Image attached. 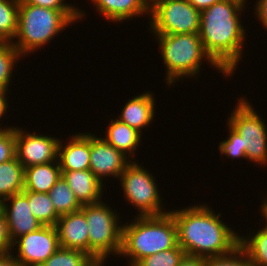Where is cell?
Segmentation results:
<instances>
[{
  "label": "cell",
  "mask_w": 267,
  "mask_h": 266,
  "mask_svg": "<svg viewBox=\"0 0 267 266\" xmlns=\"http://www.w3.org/2000/svg\"><path fill=\"white\" fill-rule=\"evenodd\" d=\"M244 3L221 0L201 11L199 36L204 49L228 75L234 73L243 53L245 30L238 15Z\"/></svg>",
  "instance_id": "1"
},
{
  "label": "cell",
  "mask_w": 267,
  "mask_h": 266,
  "mask_svg": "<svg viewBox=\"0 0 267 266\" xmlns=\"http://www.w3.org/2000/svg\"><path fill=\"white\" fill-rule=\"evenodd\" d=\"M177 226L178 245L186 255L212 257L231 252L240 241L206 205L170 212Z\"/></svg>",
  "instance_id": "2"
},
{
  "label": "cell",
  "mask_w": 267,
  "mask_h": 266,
  "mask_svg": "<svg viewBox=\"0 0 267 266\" xmlns=\"http://www.w3.org/2000/svg\"><path fill=\"white\" fill-rule=\"evenodd\" d=\"M177 245V226L170 211L158 216H138L132 224L122 226L120 254L132 257L131 266Z\"/></svg>",
  "instance_id": "3"
},
{
  "label": "cell",
  "mask_w": 267,
  "mask_h": 266,
  "mask_svg": "<svg viewBox=\"0 0 267 266\" xmlns=\"http://www.w3.org/2000/svg\"><path fill=\"white\" fill-rule=\"evenodd\" d=\"M80 11H60L19 1L17 32L13 46L23 54L39 49L66 26L81 18ZM39 47V48H38Z\"/></svg>",
  "instance_id": "4"
},
{
  "label": "cell",
  "mask_w": 267,
  "mask_h": 266,
  "mask_svg": "<svg viewBox=\"0 0 267 266\" xmlns=\"http://www.w3.org/2000/svg\"><path fill=\"white\" fill-rule=\"evenodd\" d=\"M156 37L167 68L168 85L173 84L177 78L198 75L204 57L210 65L229 76L205 51L199 33L156 34Z\"/></svg>",
  "instance_id": "5"
},
{
  "label": "cell",
  "mask_w": 267,
  "mask_h": 266,
  "mask_svg": "<svg viewBox=\"0 0 267 266\" xmlns=\"http://www.w3.org/2000/svg\"><path fill=\"white\" fill-rule=\"evenodd\" d=\"M81 210L89 229V256L105 260L111 252L120 255L122 226L117 224L118 215L102 201L82 205Z\"/></svg>",
  "instance_id": "6"
},
{
  "label": "cell",
  "mask_w": 267,
  "mask_h": 266,
  "mask_svg": "<svg viewBox=\"0 0 267 266\" xmlns=\"http://www.w3.org/2000/svg\"><path fill=\"white\" fill-rule=\"evenodd\" d=\"M150 1V26L155 34L199 33L201 11L187 0Z\"/></svg>",
  "instance_id": "7"
},
{
  "label": "cell",
  "mask_w": 267,
  "mask_h": 266,
  "mask_svg": "<svg viewBox=\"0 0 267 266\" xmlns=\"http://www.w3.org/2000/svg\"><path fill=\"white\" fill-rule=\"evenodd\" d=\"M228 123L241 135L246 158L255 163H267V131L264 121L244 98H240Z\"/></svg>",
  "instance_id": "8"
},
{
  "label": "cell",
  "mask_w": 267,
  "mask_h": 266,
  "mask_svg": "<svg viewBox=\"0 0 267 266\" xmlns=\"http://www.w3.org/2000/svg\"><path fill=\"white\" fill-rule=\"evenodd\" d=\"M127 165L120 175V185L126 200L139 209L137 216H158L168 213L162 211L160 194L154 177L136 162Z\"/></svg>",
  "instance_id": "9"
},
{
  "label": "cell",
  "mask_w": 267,
  "mask_h": 266,
  "mask_svg": "<svg viewBox=\"0 0 267 266\" xmlns=\"http://www.w3.org/2000/svg\"><path fill=\"white\" fill-rule=\"evenodd\" d=\"M16 244V259L21 266H40L60 247L55 226H41L38 230L17 238L13 247Z\"/></svg>",
  "instance_id": "10"
},
{
  "label": "cell",
  "mask_w": 267,
  "mask_h": 266,
  "mask_svg": "<svg viewBox=\"0 0 267 266\" xmlns=\"http://www.w3.org/2000/svg\"><path fill=\"white\" fill-rule=\"evenodd\" d=\"M58 139L30 134L16 129V158L27 168L32 165L54 162L58 156Z\"/></svg>",
  "instance_id": "11"
},
{
  "label": "cell",
  "mask_w": 267,
  "mask_h": 266,
  "mask_svg": "<svg viewBox=\"0 0 267 266\" xmlns=\"http://www.w3.org/2000/svg\"><path fill=\"white\" fill-rule=\"evenodd\" d=\"M127 156L118 151L102 138L90 134V168L102 182V176L120 177L129 161Z\"/></svg>",
  "instance_id": "12"
},
{
  "label": "cell",
  "mask_w": 267,
  "mask_h": 266,
  "mask_svg": "<svg viewBox=\"0 0 267 266\" xmlns=\"http://www.w3.org/2000/svg\"><path fill=\"white\" fill-rule=\"evenodd\" d=\"M7 200H11L10 206L5 204ZM1 210L6 217L8 232L12 243L17 240L18 237L36 231L42 226L32 214L30 204L28 203V197L23 192L3 200L1 202Z\"/></svg>",
  "instance_id": "13"
},
{
  "label": "cell",
  "mask_w": 267,
  "mask_h": 266,
  "mask_svg": "<svg viewBox=\"0 0 267 266\" xmlns=\"http://www.w3.org/2000/svg\"><path fill=\"white\" fill-rule=\"evenodd\" d=\"M55 227L60 247L80 250L89 255V229L85 214L81 209L61 215Z\"/></svg>",
  "instance_id": "14"
},
{
  "label": "cell",
  "mask_w": 267,
  "mask_h": 266,
  "mask_svg": "<svg viewBox=\"0 0 267 266\" xmlns=\"http://www.w3.org/2000/svg\"><path fill=\"white\" fill-rule=\"evenodd\" d=\"M69 144L62 147L58 144L59 166L61 171H80L90 168V133L71 137Z\"/></svg>",
  "instance_id": "15"
},
{
  "label": "cell",
  "mask_w": 267,
  "mask_h": 266,
  "mask_svg": "<svg viewBox=\"0 0 267 266\" xmlns=\"http://www.w3.org/2000/svg\"><path fill=\"white\" fill-rule=\"evenodd\" d=\"M62 177L81 205L100 201L103 184L91 170L62 171Z\"/></svg>",
  "instance_id": "16"
},
{
  "label": "cell",
  "mask_w": 267,
  "mask_h": 266,
  "mask_svg": "<svg viewBox=\"0 0 267 266\" xmlns=\"http://www.w3.org/2000/svg\"><path fill=\"white\" fill-rule=\"evenodd\" d=\"M154 103L153 95L149 92L140 94L126 103L118 120L140 132L153 120Z\"/></svg>",
  "instance_id": "17"
},
{
  "label": "cell",
  "mask_w": 267,
  "mask_h": 266,
  "mask_svg": "<svg viewBox=\"0 0 267 266\" xmlns=\"http://www.w3.org/2000/svg\"><path fill=\"white\" fill-rule=\"evenodd\" d=\"M101 15L111 21H123L136 15L150 13L149 0H91Z\"/></svg>",
  "instance_id": "18"
},
{
  "label": "cell",
  "mask_w": 267,
  "mask_h": 266,
  "mask_svg": "<svg viewBox=\"0 0 267 266\" xmlns=\"http://www.w3.org/2000/svg\"><path fill=\"white\" fill-rule=\"evenodd\" d=\"M55 163L56 162H48L25 168L24 190L49 193L50 189L62 176L58 159L57 164Z\"/></svg>",
  "instance_id": "19"
},
{
  "label": "cell",
  "mask_w": 267,
  "mask_h": 266,
  "mask_svg": "<svg viewBox=\"0 0 267 266\" xmlns=\"http://www.w3.org/2000/svg\"><path fill=\"white\" fill-rule=\"evenodd\" d=\"M103 139L124 155H132L139 145L141 132L115 119V121L112 120L110 122L107 128L106 138Z\"/></svg>",
  "instance_id": "20"
},
{
  "label": "cell",
  "mask_w": 267,
  "mask_h": 266,
  "mask_svg": "<svg viewBox=\"0 0 267 266\" xmlns=\"http://www.w3.org/2000/svg\"><path fill=\"white\" fill-rule=\"evenodd\" d=\"M24 166L13 158L0 164V203L24 190Z\"/></svg>",
  "instance_id": "21"
},
{
  "label": "cell",
  "mask_w": 267,
  "mask_h": 266,
  "mask_svg": "<svg viewBox=\"0 0 267 266\" xmlns=\"http://www.w3.org/2000/svg\"><path fill=\"white\" fill-rule=\"evenodd\" d=\"M23 193L28 197L32 214L42 226H55L60 216L54 209L48 193L27 190H23Z\"/></svg>",
  "instance_id": "22"
},
{
  "label": "cell",
  "mask_w": 267,
  "mask_h": 266,
  "mask_svg": "<svg viewBox=\"0 0 267 266\" xmlns=\"http://www.w3.org/2000/svg\"><path fill=\"white\" fill-rule=\"evenodd\" d=\"M48 195L59 216L70 214L82 208V205L62 176L50 189Z\"/></svg>",
  "instance_id": "23"
},
{
  "label": "cell",
  "mask_w": 267,
  "mask_h": 266,
  "mask_svg": "<svg viewBox=\"0 0 267 266\" xmlns=\"http://www.w3.org/2000/svg\"><path fill=\"white\" fill-rule=\"evenodd\" d=\"M20 0H0V41L11 42L17 32Z\"/></svg>",
  "instance_id": "24"
},
{
  "label": "cell",
  "mask_w": 267,
  "mask_h": 266,
  "mask_svg": "<svg viewBox=\"0 0 267 266\" xmlns=\"http://www.w3.org/2000/svg\"><path fill=\"white\" fill-rule=\"evenodd\" d=\"M248 237L244 239L240 236L239 244L247 251L251 266H267V229Z\"/></svg>",
  "instance_id": "25"
},
{
  "label": "cell",
  "mask_w": 267,
  "mask_h": 266,
  "mask_svg": "<svg viewBox=\"0 0 267 266\" xmlns=\"http://www.w3.org/2000/svg\"><path fill=\"white\" fill-rule=\"evenodd\" d=\"M20 56L12 42L0 41V90H7L12 68Z\"/></svg>",
  "instance_id": "26"
},
{
  "label": "cell",
  "mask_w": 267,
  "mask_h": 266,
  "mask_svg": "<svg viewBox=\"0 0 267 266\" xmlns=\"http://www.w3.org/2000/svg\"><path fill=\"white\" fill-rule=\"evenodd\" d=\"M91 257L80 250L59 247L40 266H84Z\"/></svg>",
  "instance_id": "27"
},
{
  "label": "cell",
  "mask_w": 267,
  "mask_h": 266,
  "mask_svg": "<svg viewBox=\"0 0 267 266\" xmlns=\"http://www.w3.org/2000/svg\"><path fill=\"white\" fill-rule=\"evenodd\" d=\"M185 255V251L177 245L175 248L145 257L135 266H178Z\"/></svg>",
  "instance_id": "28"
},
{
  "label": "cell",
  "mask_w": 267,
  "mask_h": 266,
  "mask_svg": "<svg viewBox=\"0 0 267 266\" xmlns=\"http://www.w3.org/2000/svg\"><path fill=\"white\" fill-rule=\"evenodd\" d=\"M205 266H251V261L247 251L238 244L227 254L206 257Z\"/></svg>",
  "instance_id": "29"
},
{
  "label": "cell",
  "mask_w": 267,
  "mask_h": 266,
  "mask_svg": "<svg viewBox=\"0 0 267 266\" xmlns=\"http://www.w3.org/2000/svg\"><path fill=\"white\" fill-rule=\"evenodd\" d=\"M16 127L0 129V164L16 157Z\"/></svg>",
  "instance_id": "30"
},
{
  "label": "cell",
  "mask_w": 267,
  "mask_h": 266,
  "mask_svg": "<svg viewBox=\"0 0 267 266\" xmlns=\"http://www.w3.org/2000/svg\"><path fill=\"white\" fill-rule=\"evenodd\" d=\"M229 138L220 143L219 149L221 154L231 158H246V152L242 149L241 135L229 123Z\"/></svg>",
  "instance_id": "31"
},
{
  "label": "cell",
  "mask_w": 267,
  "mask_h": 266,
  "mask_svg": "<svg viewBox=\"0 0 267 266\" xmlns=\"http://www.w3.org/2000/svg\"><path fill=\"white\" fill-rule=\"evenodd\" d=\"M13 243L8 232V225L3 211L0 209V254L12 251Z\"/></svg>",
  "instance_id": "32"
},
{
  "label": "cell",
  "mask_w": 267,
  "mask_h": 266,
  "mask_svg": "<svg viewBox=\"0 0 267 266\" xmlns=\"http://www.w3.org/2000/svg\"><path fill=\"white\" fill-rule=\"evenodd\" d=\"M28 4L60 11H80L71 5L63 3V0H25Z\"/></svg>",
  "instance_id": "33"
},
{
  "label": "cell",
  "mask_w": 267,
  "mask_h": 266,
  "mask_svg": "<svg viewBox=\"0 0 267 266\" xmlns=\"http://www.w3.org/2000/svg\"><path fill=\"white\" fill-rule=\"evenodd\" d=\"M257 12V16L259 21H262V24L267 29V0H259L257 1V5L255 8Z\"/></svg>",
  "instance_id": "34"
},
{
  "label": "cell",
  "mask_w": 267,
  "mask_h": 266,
  "mask_svg": "<svg viewBox=\"0 0 267 266\" xmlns=\"http://www.w3.org/2000/svg\"><path fill=\"white\" fill-rule=\"evenodd\" d=\"M178 266H205V258L185 255Z\"/></svg>",
  "instance_id": "35"
},
{
  "label": "cell",
  "mask_w": 267,
  "mask_h": 266,
  "mask_svg": "<svg viewBox=\"0 0 267 266\" xmlns=\"http://www.w3.org/2000/svg\"><path fill=\"white\" fill-rule=\"evenodd\" d=\"M194 8L199 11L205 10L210 6L214 5L215 3L221 0H187Z\"/></svg>",
  "instance_id": "36"
},
{
  "label": "cell",
  "mask_w": 267,
  "mask_h": 266,
  "mask_svg": "<svg viewBox=\"0 0 267 266\" xmlns=\"http://www.w3.org/2000/svg\"><path fill=\"white\" fill-rule=\"evenodd\" d=\"M0 266H21L14 255L9 253L0 254Z\"/></svg>",
  "instance_id": "37"
},
{
  "label": "cell",
  "mask_w": 267,
  "mask_h": 266,
  "mask_svg": "<svg viewBox=\"0 0 267 266\" xmlns=\"http://www.w3.org/2000/svg\"><path fill=\"white\" fill-rule=\"evenodd\" d=\"M8 90H0V118L5 114V111L7 110V97L6 92ZM6 97V98H5ZM1 129V127H0Z\"/></svg>",
  "instance_id": "38"
},
{
  "label": "cell",
  "mask_w": 267,
  "mask_h": 266,
  "mask_svg": "<svg viewBox=\"0 0 267 266\" xmlns=\"http://www.w3.org/2000/svg\"><path fill=\"white\" fill-rule=\"evenodd\" d=\"M104 259L91 258L84 266H102Z\"/></svg>",
  "instance_id": "39"
},
{
  "label": "cell",
  "mask_w": 267,
  "mask_h": 266,
  "mask_svg": "<svg viewBox=\"0 0 267 266\" xmlns=\"http://www.w3.org/2000/svg\"><path fill=\"white\" fill-rule=\"evenodd\" d=\"M262 213H263V216L266 218V221H267V209H262ZM265 228L267 229V224H266Z\"/></svg>",
  "instance_id": "40"
},
{
  "label": "cell",
  "mask_w": 267,
  "mask_h": 266,
  "mask_svg": "<svg viewBox=\"0 0 267 266\" xmlns=\"http://www.w3.org/2000/svg\"><path fill=\"white\" fill-rule=\"evenodd\" d=\"M263 202L264 203L262 204L261 208L262 209H267V199H266V201L264 200Z\"/></svg>",
  "instance_id": "41"
}]
</instances>
